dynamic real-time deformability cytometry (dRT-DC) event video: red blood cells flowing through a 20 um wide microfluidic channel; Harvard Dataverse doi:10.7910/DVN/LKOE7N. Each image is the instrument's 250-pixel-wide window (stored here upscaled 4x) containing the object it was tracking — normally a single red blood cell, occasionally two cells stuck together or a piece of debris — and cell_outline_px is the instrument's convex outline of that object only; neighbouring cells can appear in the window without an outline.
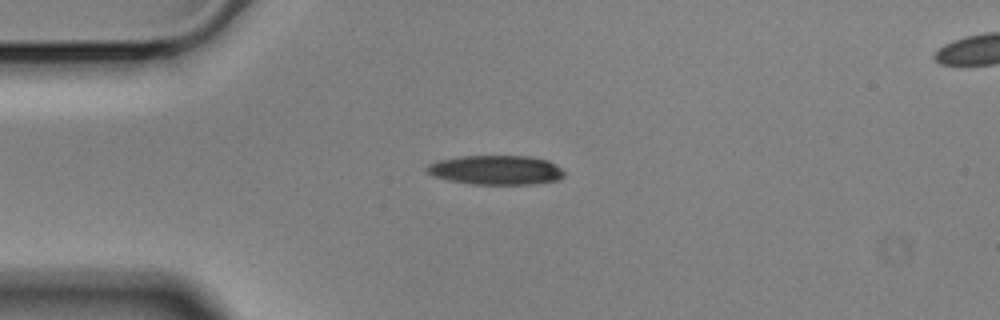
{"species": "Egyptian fruit bat (a non-hibernating species)", "species_latin": "Rousettus aegyptiacus", "temperature_condition": "cold", "stored_images_in_passage": 44, "camera_frame_rate_fps": 3000, "um_per_image_px": 0.085, "animal": {"sex": "male"}, "frame": {"image": 1, "passage_image": 1, "time_ms": 0.0, "image_size_px": [1000, 320], "cell_outline_px": [[564, 176], [560, 180], [536, 184], [472, 184], [448, 180], [432, 176], [424, 172], [424, 168], [428, 164], [436, 160], [460, 156], [528, 156], [548, 160], [564, 168]], "centroid_in_image_um": [42.15, 14.45], "position_along_channel_um": 42.9, "area_um2": 23.99}}
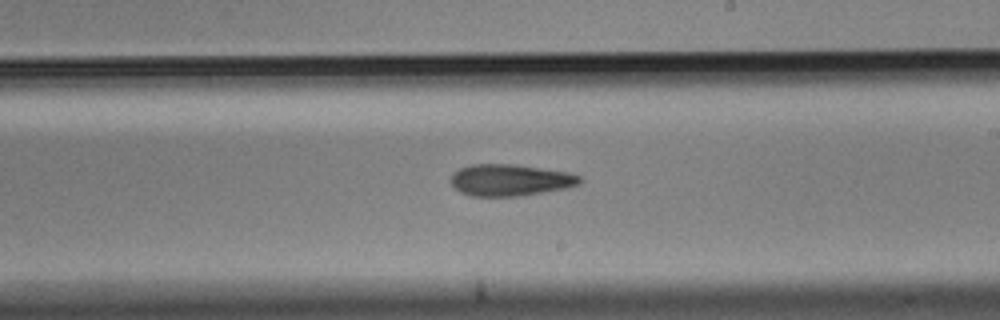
{"frame": {"image": 2, "passage_image": 20, "time_ms": 6.333, "image_size_px": [1000, 320], "cell_outline_px": [[580, 184], [568, 188], [520, 196], [472, 196], [460, 192], [452, 184], [452, 172], [460, 168], [472, 164], [516, 164], [568, 172], [580, 176]], "centroid_in_image_um": [43.37, 15.3], "position_along_channel_um": 245.6, "area_um2": 23.81}}
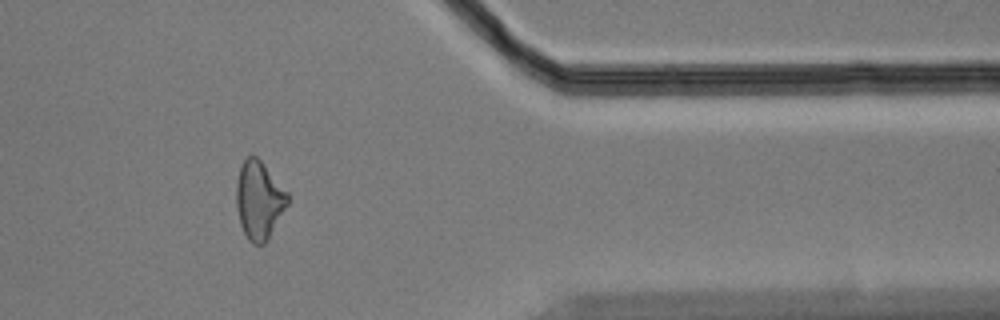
{"frame": {"image": 3, "passage_image": 34, "time_ms": 11.0, "image_size_px": [1000, 320], "cell_outline_px": [[288, 204], [268, 240], [264, 244], [252, 244], [248, 240], [240, 224], [236, 208], [236, 184], [240, 168], [244, 160], [248, 156], [256, 156], [260, 160], [288, 192]], "centroid_in_image_um": [22.01, 17.04], "position_along_channel_um": 389.4, "area_um2": 23.29}, "authors_computed_cell_mechanics": {"area_um2": 23.987, "velocity_mm_per_s": 3.5117, "shape_relaxation_time_tau1_ms": 7.2523, "shape_relaxation_time_tau2_ms": 3.9767, "deformation_change_tau1": 0.1663, "deformation_change_tau2": 0.1427}}